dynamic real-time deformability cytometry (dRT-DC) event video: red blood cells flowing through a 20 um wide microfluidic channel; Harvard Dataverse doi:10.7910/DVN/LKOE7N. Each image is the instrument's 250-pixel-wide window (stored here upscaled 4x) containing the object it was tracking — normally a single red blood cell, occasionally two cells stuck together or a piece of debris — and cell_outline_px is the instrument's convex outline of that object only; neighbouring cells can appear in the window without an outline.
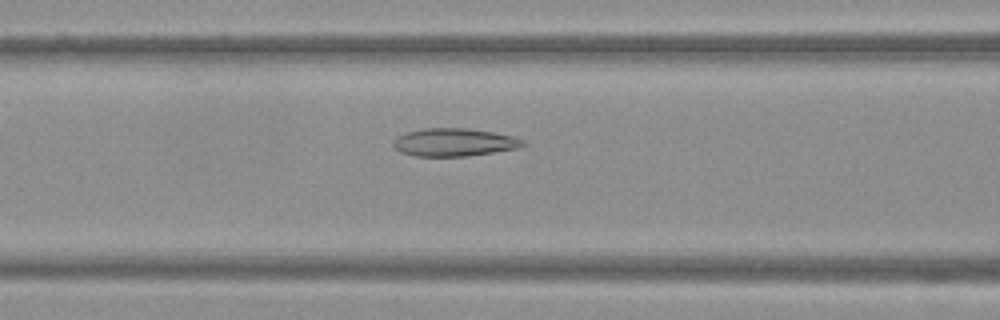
{"species": "Egyptian fruit bat (a non-hibernating species)", "species_latin": "Rousettus aegyptiacus", "temperature_condition": "warm", "stored_images_in_passage": 49, "camera_frame_rate_fps": 3000, "um_per_image_px": 0.085, "frame": {"image": 1, "passage_image": 20, "time_ms": 6.333, "image_size_px": [1000, 320], "cell_outline_px": [[528, 144], [520, 148], [468, 156], [416, 156], [400, 152], [392, 144], [392, 140], [396, 136], [408, 132], [424, 128], [468, 128], [516, 136], [524, 140]], "centroid_in_image_um": [38.64, 12.09], "position_along_channel_um": 128.0, "area_um2": 21.33}}
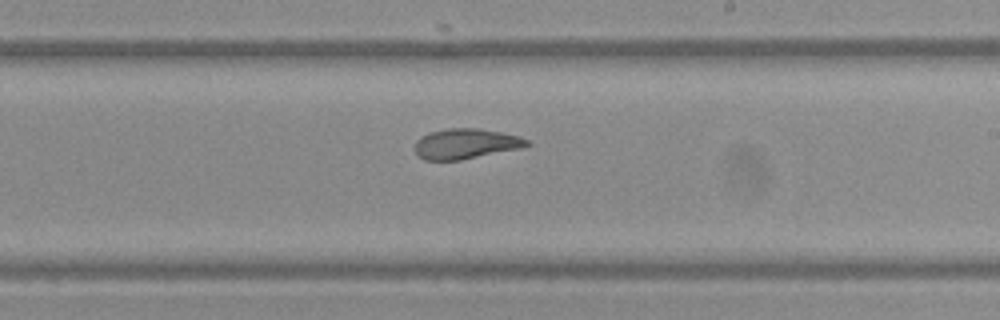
{"frame": {"image": 2, "passage_image": 29, "time_ms": 9.333, "image_size_px": [1000, 320], "cell_outline_px": [[532, 144], [524, 148], [460, 160], [424, 160], [416, 156], [416, 140], [420, 136], [428, 132], [448, 128], [480, 128], [520, 136], [528, 140]], "centroid_in_image_um": [39.61, 12.22], "position_along_channel_um": 249.4, "area_um2": 20.06}}
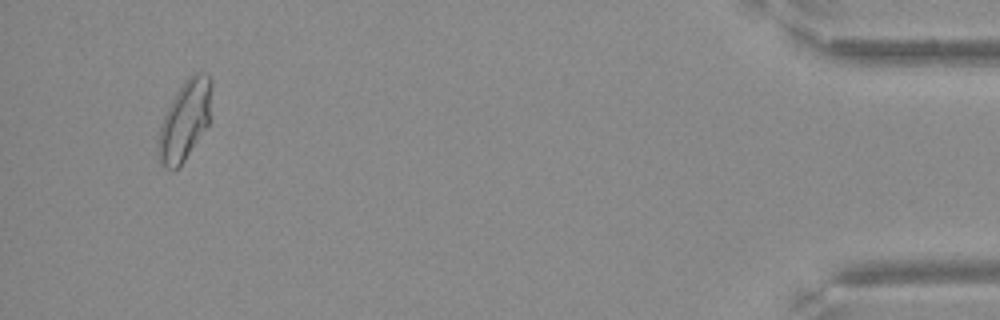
{"frame": {"image": 3, "passage_image": 47, "time_ms": 15.333, "image_size_px": [1000, 320], "cell_outline_px": [[212, 84], [208, 124], [184, 160], [172, 172], [164, 168], [160, 164], [156, 152], [156, 144], [160, 124], [176, 92], [184, 80], [192, 72], [208, 72], [212, 80]], "centroid_in_image_um": [15.68, 10.22], "position_along_channel_um": 419.5, "area_um2": 24.97}}